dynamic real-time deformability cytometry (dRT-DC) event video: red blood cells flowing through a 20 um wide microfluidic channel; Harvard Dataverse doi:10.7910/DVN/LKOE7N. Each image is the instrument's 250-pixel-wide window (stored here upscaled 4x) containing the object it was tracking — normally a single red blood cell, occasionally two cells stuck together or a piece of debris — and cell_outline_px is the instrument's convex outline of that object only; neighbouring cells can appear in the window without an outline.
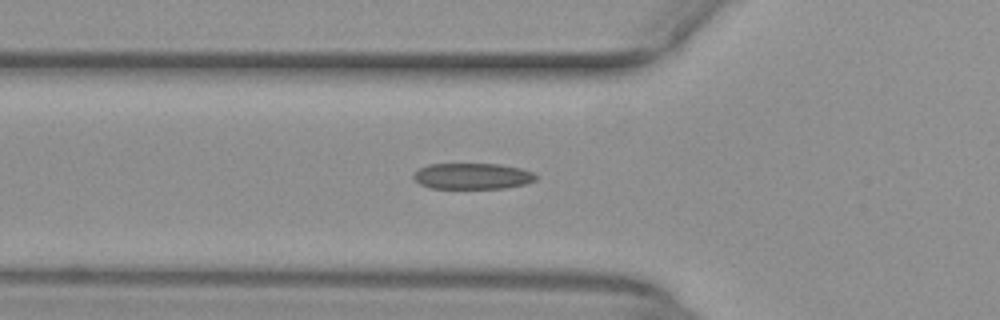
{"species": "common noctule bat (a hibernating species)", "species_latin": "Nyctalus noctula", "temperature_condition": "warm", "stored_images_in_passage": 3, "camera_frame_rate_fps": 3000, "um_per_image_px": 0.085, "animal": {"sex": "female", "body_mass_g": 29.2, "forearm_length_mm": 56.3}, "frame": {"image": 1, "passage_image": 2, "time_ms": 0.333, "image_size_px": [1000, 320], "cell_outline_px": [[540, 176], [536, 180], [524, 184], [504, 188], [428, 188], [420, 184], [412, 176], [420, 168], [428, 164], [500, 164], [520, 168], [536, 172]], "centroid_in_image_um": [40.21, 14.97], "position_along_channel_um": 85.6, "area_um2": 18.67}}